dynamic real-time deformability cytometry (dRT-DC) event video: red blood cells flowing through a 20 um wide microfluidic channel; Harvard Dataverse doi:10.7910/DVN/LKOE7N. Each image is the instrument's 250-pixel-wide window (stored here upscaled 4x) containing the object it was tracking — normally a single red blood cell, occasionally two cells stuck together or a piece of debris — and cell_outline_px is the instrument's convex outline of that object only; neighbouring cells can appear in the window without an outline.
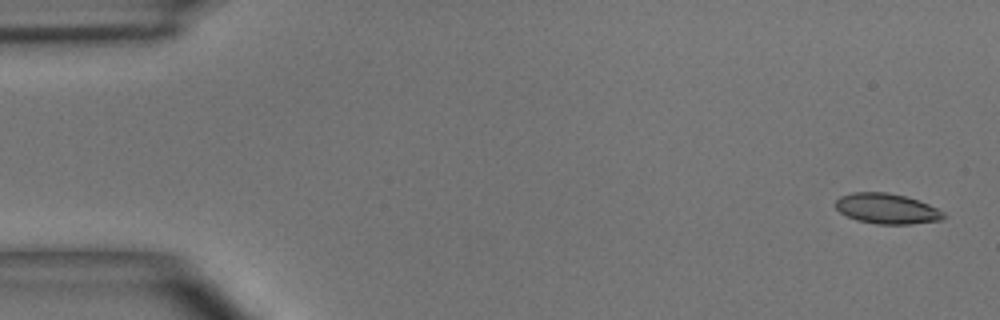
{"species": "common noctule bat (a hibernating species)", "species_latin": "Nyctalus noctula", "temperature_condition": "room temperature", "stored_images_in_passage": 5, "camera_frame_rate_fps": 3000, "um_per_image_px": 0.085, "animal": {"sex": "male", "body_mass_g": 15.6}, "frame": {"image": 1, "passage_image": 1, "time_ms": 0.0, "image_size_px": [1000, 320], "cell_outline_px": [[948, 216], [940, 220], [912, 224], [876, 224], [856, 220], [840, 212], [836, 208], [836, 200], [840, 196], [852, 192], [888, 192], [904, 196], [928, 204], [944, 212]], "centroid_in_image_um": [75.38, 17.74], "position_along_channel_um": 9.6, "area_um2": 19.07}}